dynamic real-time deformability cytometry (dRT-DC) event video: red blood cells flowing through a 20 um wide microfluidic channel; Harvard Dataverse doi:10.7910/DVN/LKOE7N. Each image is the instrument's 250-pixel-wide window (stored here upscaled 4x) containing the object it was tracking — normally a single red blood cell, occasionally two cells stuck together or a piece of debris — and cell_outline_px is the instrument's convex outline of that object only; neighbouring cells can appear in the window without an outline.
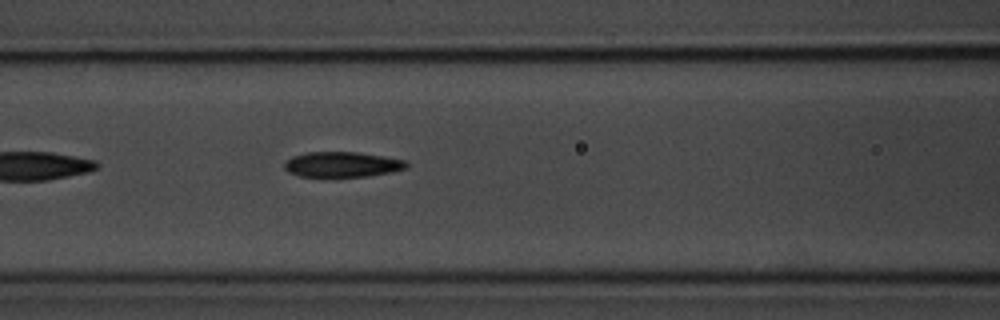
{"species": "common noctule bat (a hibernating species)", "species_latin": "Nyctalus noctula", "temperature_condition": "room temperature", "stored_images_in_passage": 40, "camera_frame_rate_fps": 3000, "um_per_image_px": 0.085, "animal": {"sex": "male", "body_mass_g": 20.1, "forearm_length_mm": 53.5}, "frame": {"image": 1, "passage_image": 7, "time_ms": 2.0, "image_size_px": [1000, 320], "cell_outline_px": [[408, 168], [392, 172], [368, 176], [300, 176], [288, 172], [284, 168], [284, 164], [292, 156], [308, 152], [356, 152], [384, 156], [408, 160]], "centroid_in_image_um": [29.14, 13.97], "position_along_channel_um": 137.5, "area_um2": 17.98}}
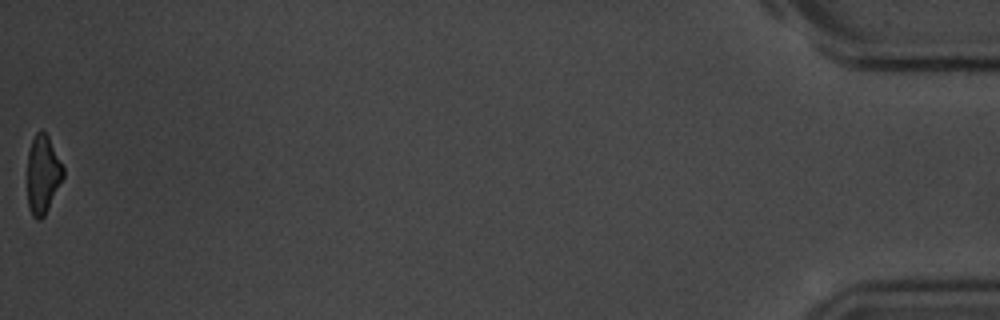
{"frame": {"image": 2, "passage_image": 40, "time_ms": 13.0, "image_size_px": [1000, 320], "cell_outline_px": [[64, 176], [44, 216], [40, 220], [36, 220], [32, 216], [28, 208], [28, 152], [32, 140], [36, 132], [44, 132], [48, 136], [64, 168]], "centroid_in_image_um": [3.63, 14.86], "position_along_channel_um": 431.6, "area_um2": 16.18}, "authors_computed_cell_mechanics": {"area_um2": 18.1781, "velocity_mm_per_s": 3.5795, "shape_relaxation_time_tau1_ms": 3.2028, "shape_relaxation_time_tau2_ms": 3.5807, "deformation_change_tau1": 0.1373, "deformation_change_tau2": 0.107}}